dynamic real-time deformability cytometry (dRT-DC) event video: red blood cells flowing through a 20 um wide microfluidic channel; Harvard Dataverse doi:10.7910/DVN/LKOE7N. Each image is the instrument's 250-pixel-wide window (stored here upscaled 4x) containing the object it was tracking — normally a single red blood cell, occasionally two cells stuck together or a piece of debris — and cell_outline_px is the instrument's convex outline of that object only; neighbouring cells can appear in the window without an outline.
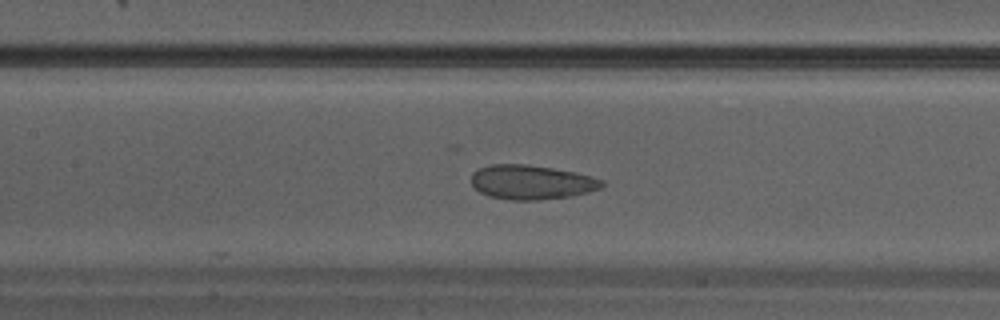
{"species": "Egyptian fruit bat (a non-hibernating species)", "species_latin": "Rousettus aegyptiacus", "temperature_condition": "warm", "stored_images_in_passage": 28, "camera_frame_rate_fps": 3000, "um_per_image_px": 0.085, "animal": {"sex": "male"}, "frame": {"image": 1, "passage_image": 9, "time_ms": 2.667, "image_size_px": [1000, 320], "cell_outline_px": [[604, 184], [600, 188], [588, 192], [572, 196], [536, 200], [512, 200], [488, 196], [480, 192], [472, 184], [472, 172], [480, 168], [492, 164], [524, 164], [552, 168], [576, 172], [604, 180]], "centroid_in_image_um": [45.18, 15.49], "position_along_channel_um": 162.2, "area_um2": 26.07}}
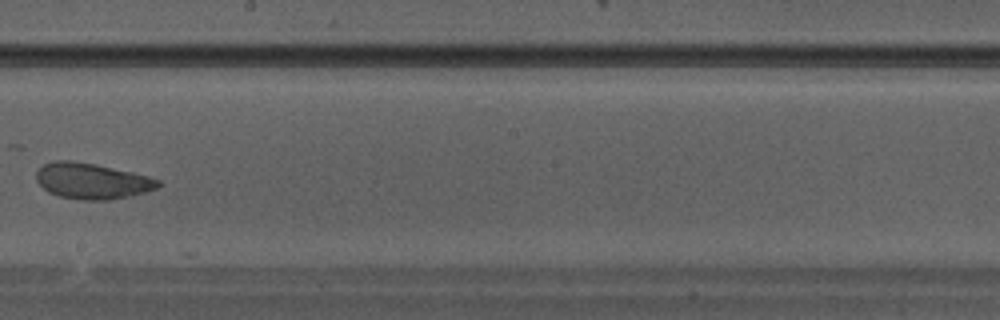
{"frame": {"image": 2, "passage_image": 13, "time_ms": 4.0, "image_size_px": [1000, 320], "cell_outline_px": [[160, 184], [156, 188], [144, 192], [128, 196], [108, 200], [80, 200], [60, 196], [48, 192], [36, 180], [36, 172], [44, 164], [52, 160], [72, 160], [96, 164], [132, 172], [160, 180]], "centroid_in_image_um": [7.78, 15.37], "position_along_channel_um": 240.4, "area_um2": 25.32}}